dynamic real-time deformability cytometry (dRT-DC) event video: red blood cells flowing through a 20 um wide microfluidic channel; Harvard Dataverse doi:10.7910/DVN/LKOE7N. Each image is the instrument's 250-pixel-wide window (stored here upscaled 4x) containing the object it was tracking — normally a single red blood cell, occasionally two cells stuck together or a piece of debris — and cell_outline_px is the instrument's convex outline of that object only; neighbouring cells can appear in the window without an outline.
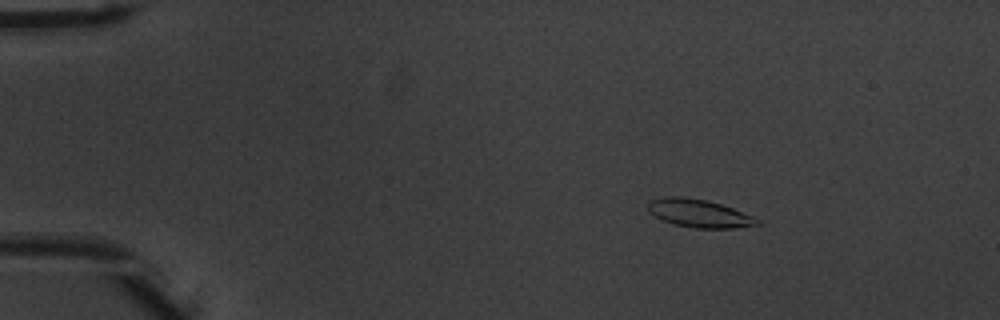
{"species": "common noctule bat (a hibernating species)", "species_latin": "Nyctalus noctula", "temperature_condition": "warm", "stored_images_in_passage": 52, "camera_frame_rate_fps": 3000, "um_per_image_px": 0.085, "animal": {"sex": "male", "body_mass_g": 20.1, "forearm_length_mm": 53.5}, "frame": {"image": 1, "passage_image": 8, "time_ms": 2.333, "image_size_px": [1000, 320], "cell_outline_px": [[760, 224], [732, 228], [692, 228], [676, 224], [664, 220], [648, 212], [648, 200], [664, 196], [684, 196], [708, 200], [732, 208], [752, 216], [760, 220]], "centroid_in_image_um": [59.38, 18.11], "position_along_channel_um": 25.6, "area_um2": 17.8}}
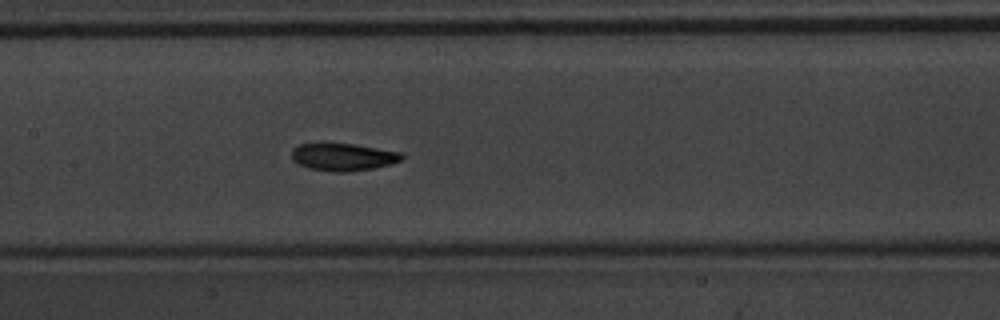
{"frame": {"image": 2, "passage_image": 26, "time_ms": 8.333, "image_size_px": [1000, 320], "cell_outline_px": [[404, 160], [392, 164], [372, 168], [348, 172], [336, 172], [308, 168], [292, 160], [292, 148], [300, 144], [356, 144], [400, 152], [404, 156]], "centroid_in_image_um": [29.2, 13.35], "position_along_channel_um": 178.2, "area_um2": 17.57}}
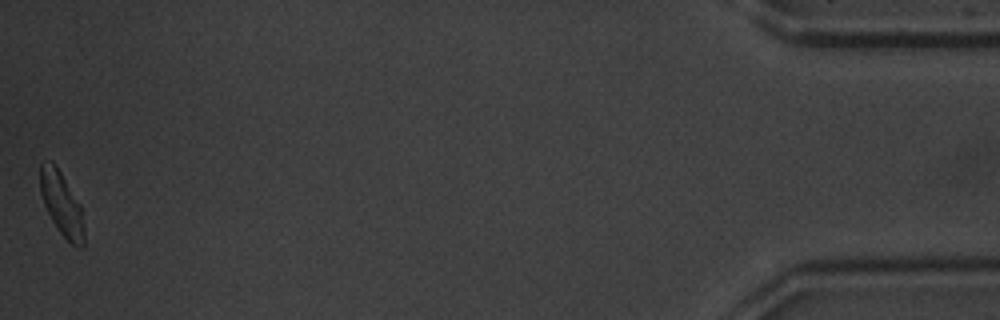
{"frame": {"image": 3, "passage_image": 52, "time_ms": 17.0, "image_size_px": [1000, 320], "cell_outline_px": [[84, 248], [76, 248], [60, 232], [52, 220], [44, 204], [40, 192], [40, 164], [52, 164], [60, 172], [80, 204], [84, 228]], "centroid_in_image_um": [5.27, 17.42], "position_along_channel_um": 429.9, "area_um2": 15.78}, "authors_computed_cell_mechanics": {"area_um2": 17.5712, "velocity_mm_per_s": 3.9138, "shape_relaxation_time_tau1_ms": 2.221, "shape_relaxation_time_tau2_ms": 1.541, "deformation_change_tau1": 0.1252, "deformation_change_tau2": 0.0595}}